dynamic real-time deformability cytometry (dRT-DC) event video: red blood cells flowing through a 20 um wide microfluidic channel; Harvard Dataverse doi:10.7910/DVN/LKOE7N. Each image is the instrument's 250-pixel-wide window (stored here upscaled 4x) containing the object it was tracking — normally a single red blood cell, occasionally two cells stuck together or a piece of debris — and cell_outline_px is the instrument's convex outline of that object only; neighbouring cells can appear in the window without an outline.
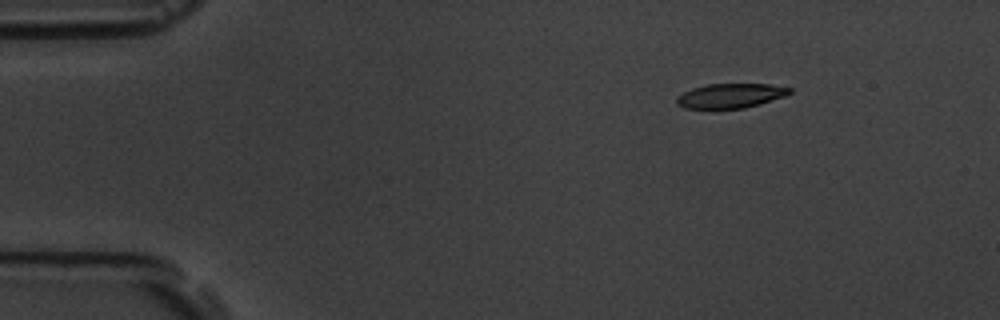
{"species": "common noctule bat (a hibernating species)", "species_latin": "Nyctalus noctula", "temperature_condition": "room temperature", "stored_images_in_passage": 49, "camera_frame_rate_fps": 3000, "um_per_image_px": 0.085, "animal": {"sex": "male", "body_mass_g": 19.5, "forearm_length_mm": 54.6}, "frame": {"image": 1, "passage_image": 1, "time_ms": 0.0, "image_size_px": [1000, 320], "cell_outline_px": [[792, 92], [784, 96], [760, 104], [744, 108], [684, 108], [676, 104], [676, 96], [692, 88], [708, 84], [768, 84], [792, 88]], "centroid_in_image_um": [62.08, 8.13], "position_along_channel_um": 22.9, "area_um2": 16.07}}
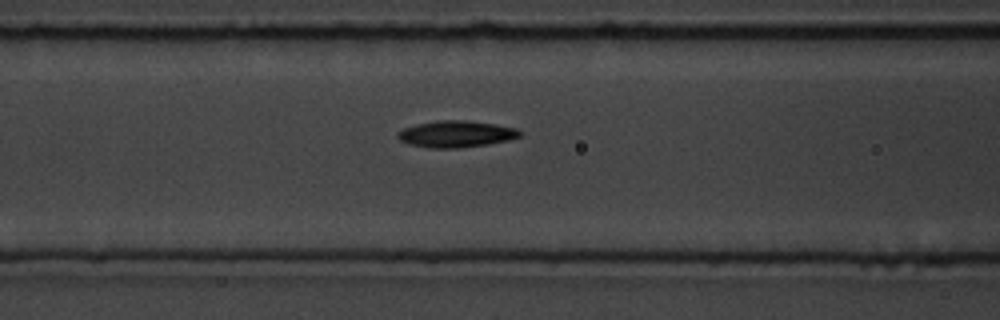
{"frame": {"image": 2, "passage_image": 16, "time_ms": 5.0, "image_size_px": [1000, 320], "cell_outline_px": [[520, 136], [508, 140], [488, 144], [456, 148], [428, 148], [408, 144], [400, 140], [396, 136], [404, 128], [416, 124], [436, 120], [464, 120], [492, 124], [516, 128], [520, 132]], "centroid_in_image_um": [38.72, 11.39], "position_along_channel_um": 127.9, "area_um2": 18.73}}
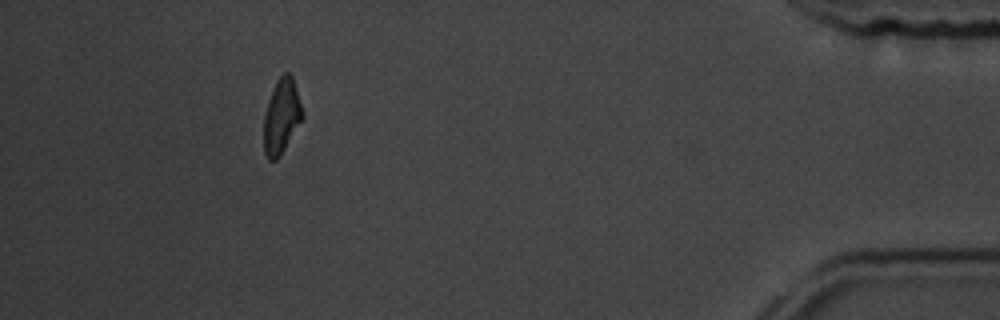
{"frame": {"image": 3, "passage_image": 44, "time_ms": 14.333, "image_size_px": [1000, 320], "cell_outline_px": [[304, 116], [280, 156], [276, 160], [268, 160], [264, 152], [264, 116], [268, 100], [276, 80], [284, 72], [288, 72], [292, 76], [304, 112]], "centroid_in_image_um": [23.93, 9.88], "position_along_channel_um": 411.3, "area_um2": 16.82}, "authors_computed_cell_mechanics": {"area_um2": 17.5712, "velocity_mm_per_s": 3.6763, "shape_relaxation_time_tau1_ms": 1.8298, "shape_relaxation_time_tau2_ms": 10.0573, "deformation_change_tau1": 0.1438, "deformation_change_tau2": 0.2013}}